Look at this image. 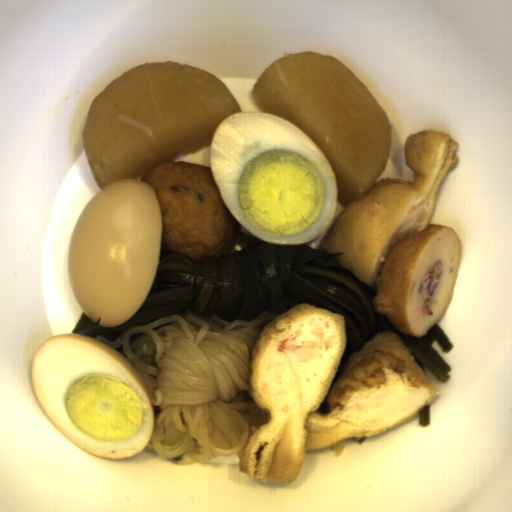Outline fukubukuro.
<instances>
[{"label": "fukubukuro", "instance_id": "2", "mask_svg": "<svg viewBox=\"0 0 512 512\" xmlns=\"http://www.w3.org/2000/svg\"><path fill=\"white\" fill-rule=\"evenodd\" d=\"M412 181L381 178L371 191L345 207L328 230L321 251L345 253L335 260L374 288L392 248L411 234L436 224L442 184L458 168V145L447 133L424 130L404 145Z\"/></svg>", "mask_w": 512, "mask_h": 512}, {"label": "fukubukuro", "instance_id": "1", "mask_svg": "<svg viewBox=\"0 0 512 512\" xmlns=\"http://www.w3.org/2000/svg\"><path fill=\"white\" fill-rule=\"evenodd\" d=\"M346 332L341 315L299 302L264 325L248 386L268 416L250 424L240 472L294 483L307 451L403 426L440 395L394 332L375 334L335 378Z\"/></svg>", "mask_w": 512, "mask_h": 512}]
</instances>
